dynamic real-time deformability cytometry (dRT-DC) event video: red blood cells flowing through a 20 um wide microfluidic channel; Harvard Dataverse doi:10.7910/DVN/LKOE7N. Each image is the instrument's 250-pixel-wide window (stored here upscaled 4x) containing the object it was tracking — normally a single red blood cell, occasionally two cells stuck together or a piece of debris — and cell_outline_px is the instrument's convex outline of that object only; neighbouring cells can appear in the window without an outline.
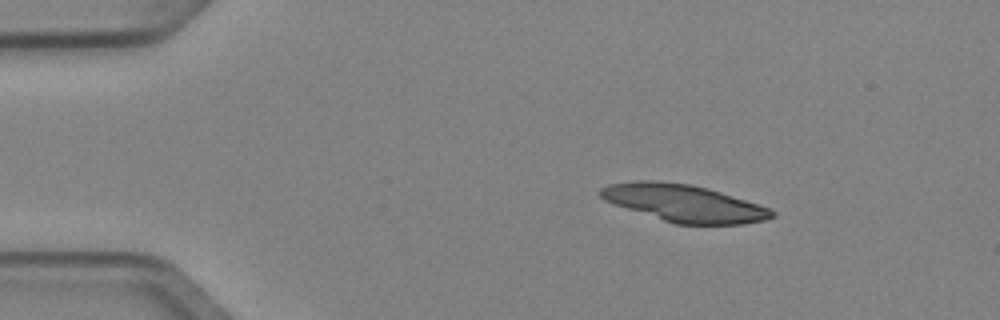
{"species": "Egyptian fruit bat (a non-hibernating species)", "species_latin": "Rousettus aegyptiacus", "temperature_condition": "cold", "stored_images_in_passage": 3, "camera_frame_rate_fps": 3000, "um_per_image_px": 0.085, "animal": {"sex": "female"}, "frame": {"image": 1, "passage_image": 3, "time_ms": 0.667, "image_size_px": [1000, 320], "cell_outline_px": [[776, 216], [764, 220], [744, 224], [676, 224], [612, 204], [604, 200], [596, 192], [600, 188], [608, 184], [636, 180], [660, 180], [692, 184], [708, 188], [772, 208], [776, 212]], "centroid_in_image_um": [58.12, 17.25], "position_along_channel_um": 26.9, "area_um2": 37.51}}